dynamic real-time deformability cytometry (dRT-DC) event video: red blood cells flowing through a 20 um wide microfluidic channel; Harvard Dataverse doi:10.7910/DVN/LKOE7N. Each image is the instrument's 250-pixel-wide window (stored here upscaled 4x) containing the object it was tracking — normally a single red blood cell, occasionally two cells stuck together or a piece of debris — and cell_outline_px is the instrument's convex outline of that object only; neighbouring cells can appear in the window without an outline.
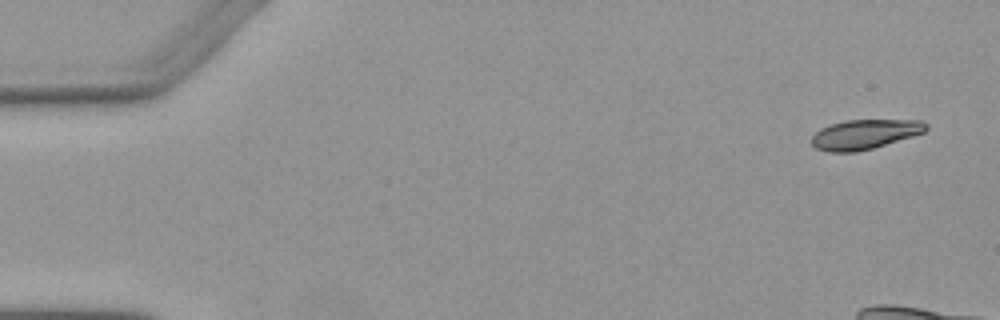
{"species": "Egyptian fruit bat (a non-hibernating species)", "species_latin": "Rousettus aegyptiacus", "temperature_condition": "warm", "stored_images_in_passage": 8, "camera_frame_rate_fps": 3000, "um_per_image_px": 0.085, "animal": {"sex": "female"}, "frame": {"image": 1, "passage_image": 1, "time_ms": 0.0, "image_size_px": [1000, 320], "cell_outline_px": [[928, 128], [924, 132], [912, 136], [872, 148], [856, 152], [828, 152], [816, 148], [812, 144], [812, 136], [820, 128], [832, 124], [848, 120], [920, 120], [928, 124]], "centroid_in_image_um": [73.5, 11.41], "position_along_channel_um": 11.5, "area_um2": 19.59}}
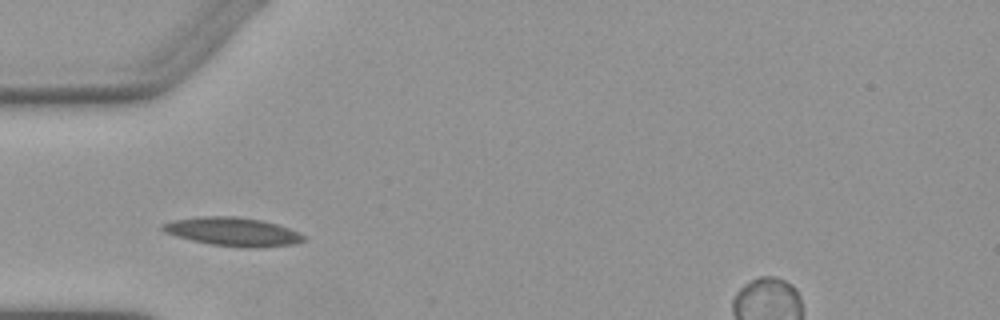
{"frame": {"image": 2, "passage_image": 6, "time_ms": 6.667, "image_size_px": [1000, 320], "cell_outline_px": [[304, 240], [292, 244], [252, 248], [212, 244], [192, 240], [176, 236], [164, 232], [160, 228], [160, 224], [172, 220], [200, 216], [236, 216], [260, 220], [276, 224], [300, 232], [304, 236]], "centroid_in_image_um": [19.74, 19.68], "position_along_channel_um": 65.3, "area_um2": 23.29}}
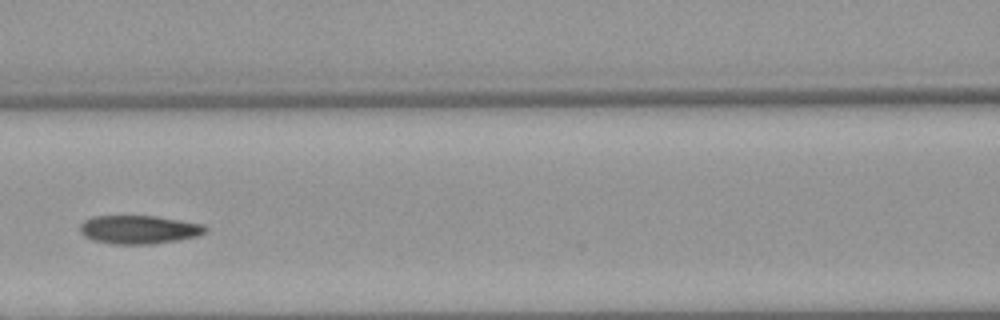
{"frame": {"image": 3, "passage_image": 8, "time_ms": 9.0, "image_size_px": [1000, 320], "cell_outline_px": [[208, 228], [204, 232], [196, 236], [176, 240], [152, 244], [112, 244], [92, 240], [84, 236], [80, 232], [80, 224], [84, 220], [92, 216], [156, 216], [204, 224]], "centroid_in_image_um": [11.77, 19.51], "position_along_channel_um": 154.8, "area_um2": 20.81}}